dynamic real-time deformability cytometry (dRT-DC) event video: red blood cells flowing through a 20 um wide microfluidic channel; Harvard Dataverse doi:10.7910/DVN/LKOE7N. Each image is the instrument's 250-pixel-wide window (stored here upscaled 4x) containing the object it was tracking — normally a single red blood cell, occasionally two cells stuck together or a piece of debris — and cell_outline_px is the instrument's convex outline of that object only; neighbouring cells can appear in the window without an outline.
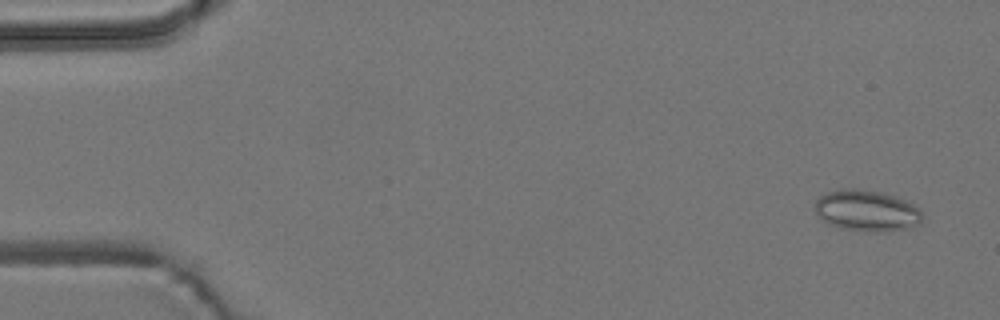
{"species": "common noctule bat (a hibernating species)", "species_latin": "Nyctalus noctula", "temperature_condition": "room temperature", "stored_images_in_passage": 55, "camera_frame_rate_fps": 3000, "um_per_image_px": 0.085, "animal": {"sex": "male", "body_mass_g": 19.2, "forearm_length_mm": 51.8}, "frame": {"image": 1, "passage_image": 3, "time_ms": 0.667, "image_size_px": [1000, 320], "cell_outline_px": [[920, 224], [908, 228], [884, 232], [868, 232], [840, 228], [828, 224], [820, 220], [816, 216], [816, 200], [820, 196], [828, 192], [844, 188], [856, 188], [880, 192], [896, 196], [920, 208]], "centroid_in_image_um": [73.64, 17.92], "position_along_channel_um": 11.4, "area_um2": 25.95}}
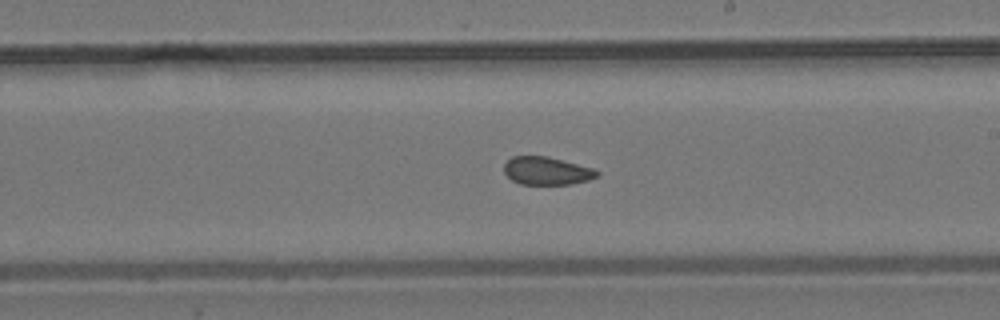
{"frame": {"image": 2, "passage_image": 32, "time_ms": 10.333, "image_size_px": [1000, 320], "cell_outline_px": [[600, 176], [588, 180], [572, 184], [520, 184], [512, 180], [504, 172], [504, 164], [512, 156], [548, 156], [592, 168], [600, 172]], "centroid_in_image_um": [46.48, 14.52], "position_along_channel_um": 242.5, "area_um2": 15.14}}
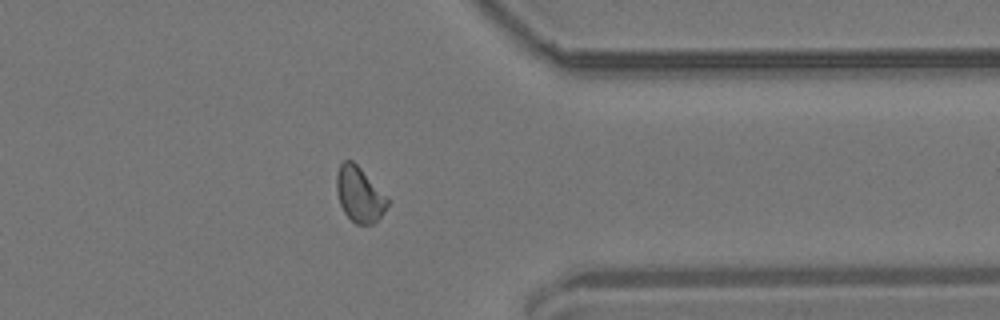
{"frame": {"image": 3, "passage_image": 44, "time_ms": 14.333, "image_size_px": [1000, 320], "cell_outline_px": [[388, 204], [384, 212], [372, 224], [356, 224], [344, 212], [340, 204], [336, 192], [336, 172], [340, 164], [344, 160], [352, 160], [388, 196]], "centroid_in_image_um": [30.54, 16.51], "position_along_channel_um": 380.9, "area_um2": 16.36}, "authors_computed_cell_mechanics": {"area_um2": 16.3574, "velocity_mm_per_s": 3.7007, "shape_relaxation_time_tau1_ms": null, "shape_relaxation_time_tau2_ms": 3.4496, "deformation_change_tau1": null, "deformation_change_tau2": 0.0797}}